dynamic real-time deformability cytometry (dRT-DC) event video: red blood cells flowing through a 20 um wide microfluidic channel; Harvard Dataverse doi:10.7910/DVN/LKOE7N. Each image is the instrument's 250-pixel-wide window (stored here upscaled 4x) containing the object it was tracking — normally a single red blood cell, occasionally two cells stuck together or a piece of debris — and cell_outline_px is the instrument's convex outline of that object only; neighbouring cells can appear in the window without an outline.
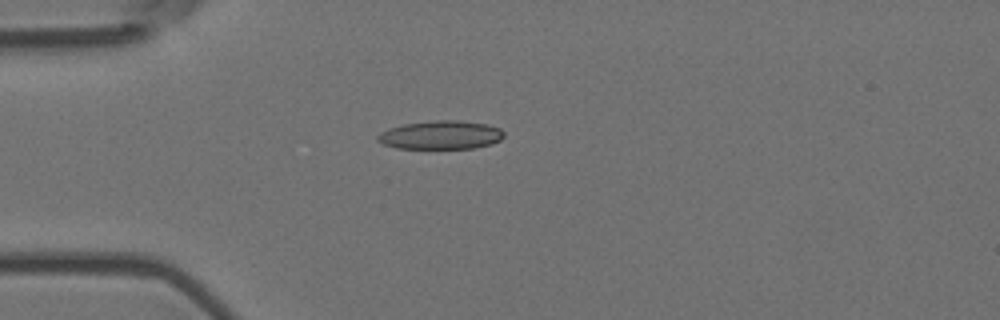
{"species": "Egyptian fruit bat (a non-hibernating species)", "species_latin": "Rousettus aegyptiacus", "temperature_condition": "room temperature", "stored_images_in_passage": 41, "camera_frame_rate_fps": 3000, "um_per_image_px": 0.085, "animal": {"sex": "female"}, "frame": {"image": 1, "passage_image": 1, "time_ms": 0.0, "image_size_px": [1000, 320], "cell_outline_px": [[504, 136], [500, 140], [492, 144], [472, 148], [396, 148], [384, 144], [376, 140], [376, 136], [380, 132], [388, 128], [404, 124], [436, 120], [460, 120], [488, 124], [500, 128], [504, 132]], "centroid_in_image_um": [37.47, 11.47], "position_along_channel_um": 47.5, "area_um2": 21.1}}
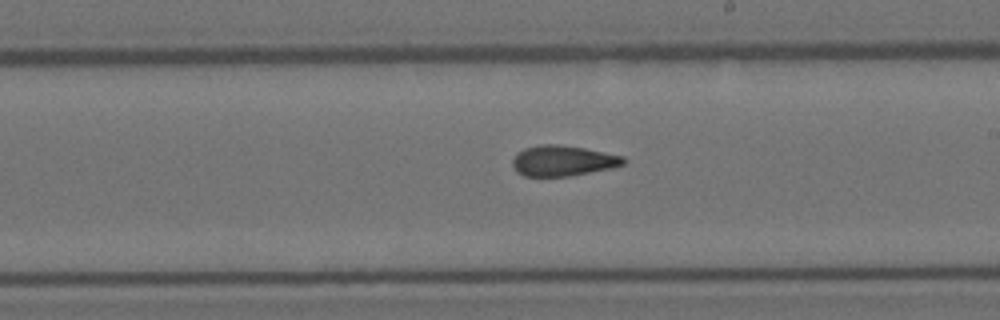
{"frame": {"image": 2, "passage_image": 18, "time_ms": 5.667, "image_size_px": [1000, 320], "cell_outline_px": [[624, 164], [612, 168], [568, 176], [524, 176], [516, 172], [512, 164], [512, 160], [516, 152], [524, 148], [540, 144], [560, 144], [584, 148], [624, 156]], "centroid_in_image_um": [47.8, 13.65], "position_along_channel_um": 241.2, "area_um2": 19.83}}
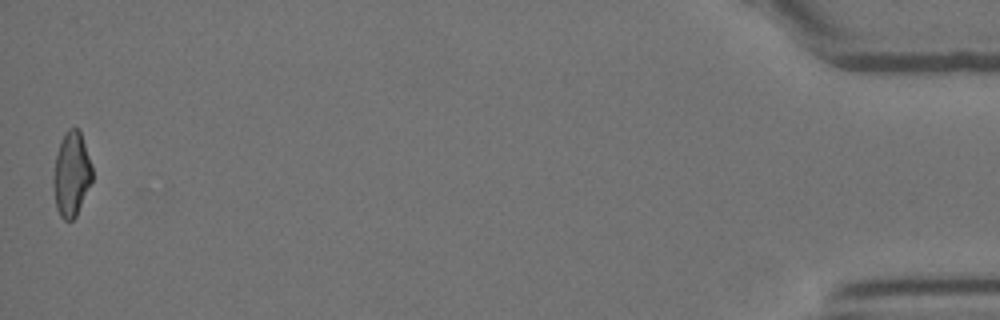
{"frame": {"image": 3, "passage_image": 41, "time_ms": 13.333, "image_size_px": [1000, 320], "cell_outline_px": [[92, 180], [76, 216], [72, 220], [64, 220], [60, 216], [56, 208], [52, 184], [52, 176], [56, 156], [60, 140], [64, 132], [68, 128], [76, 128], [80, 132], [92, 164]], "centroid_in_image_um": [6.05, 14.8], "position_along_channel_um": 429.2, "area_um2": 19.25}, "authors_computed_cell_mechanics": {"area_um2": 19.8832, "velocity_mm_per_s": 3.675, "shape_relaxation_time_tau1_ms": null, "shape_relaxation_time_tau2_ms": 2.8324, "deformation_change_tau1": null, "deformation_change_tau2": 0.1022}}